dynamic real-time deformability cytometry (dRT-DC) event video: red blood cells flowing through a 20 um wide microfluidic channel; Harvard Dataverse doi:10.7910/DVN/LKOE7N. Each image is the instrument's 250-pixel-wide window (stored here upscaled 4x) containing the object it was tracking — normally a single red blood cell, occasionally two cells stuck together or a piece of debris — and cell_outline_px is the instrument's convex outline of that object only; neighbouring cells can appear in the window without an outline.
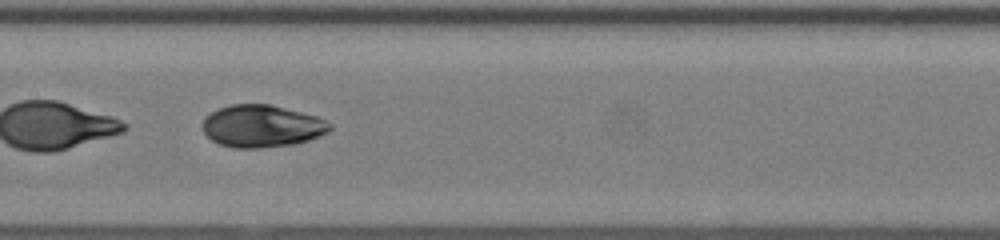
{"species": "human", "species_latin": "Homo sapiens", "temperature_condition": "room temperature", "stored_images_in_passage": 52, "segment_of_instrument_passage": [2, 2], "camera_frame_rate_fps": 3000, "um_per_image_px": 0.085, "donor": {"sex": "female"}, "frame": {"image": 1, "passage_image": 30, "time_ms": 9.667, "image_size_px": [1000, 240], "cell_outline_px": [[332, 128], [328, 132], [308, 140], [296, 144], [260, 148], [232, 148], [220, 144], [212, 140], [204, 132], [204, 120], [212, 112], [220, 108], [232, 104], [268, 104], [316, 116], [332, 124]], "centroid_in_image_um": [22.28, 10.73], "position_along_channel_um": 185.1, "area_um2": 31.04}}